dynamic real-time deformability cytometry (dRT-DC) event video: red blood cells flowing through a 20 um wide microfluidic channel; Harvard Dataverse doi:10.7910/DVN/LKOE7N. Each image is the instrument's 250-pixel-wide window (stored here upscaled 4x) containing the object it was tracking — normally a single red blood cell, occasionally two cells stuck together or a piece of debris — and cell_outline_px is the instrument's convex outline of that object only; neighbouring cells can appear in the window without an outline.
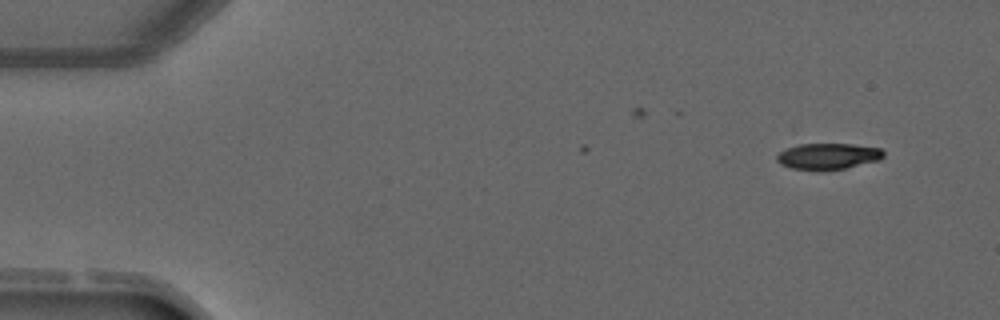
{"species": "common noctule bat (a hibernating species)", "species_latin": "Nyctalus noctula", "temperature_condition": "warm", "stored_images_in_passage": 4, "camera_frame_rate_fps": 3000, "um_per_image_px": 0.085, "animal": {"sex": "male", "forearm_length_mm": 52.5}, "frame": {"image": 1, "passage_image": 1, "time_ms": 0.0, "image_size_px": [1000, 320], "cell_outline_px": [[884, 156], [880, 160], [844, 168], [824, 172], [816, 172], [792, 168], [780, 164], [776, 160], [776, 156], [784, 148], [792, 144], [852, 144], [880, 148], [884, 152]], "centroid_in_image_um": [70.32, 13.3], "position_along_channel_um": 14.7, "area_um2": 16.76}}
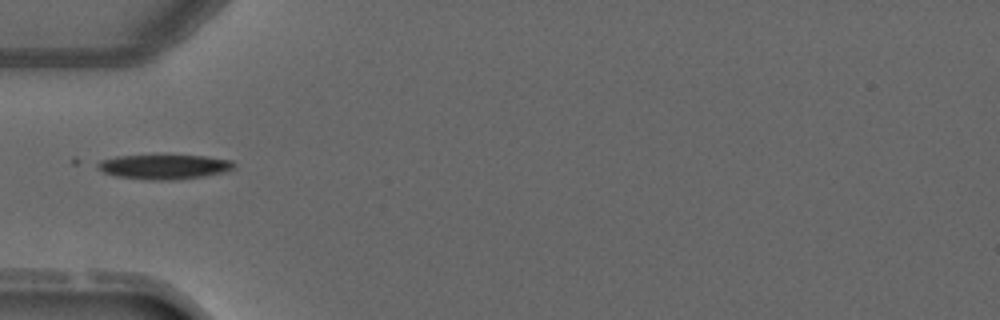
{"frame": {"image": 2, "passage_image": 4, "time_ms": 3.667, "image_size_px": [1000, 320], "cell_outline_px": [[236, 168], [224, 172], [204, 176], [172, 180], [152, 180], [116, 176], [104, 172], [96, 168], [92, 164], [100, 160], [116, 156], [204, 156], [232, 160], [236, 164]], "centroid_in_image_um": [13.93, 14.18], "position_along_channel_um": 71.1, "area_um2": 19.59}}